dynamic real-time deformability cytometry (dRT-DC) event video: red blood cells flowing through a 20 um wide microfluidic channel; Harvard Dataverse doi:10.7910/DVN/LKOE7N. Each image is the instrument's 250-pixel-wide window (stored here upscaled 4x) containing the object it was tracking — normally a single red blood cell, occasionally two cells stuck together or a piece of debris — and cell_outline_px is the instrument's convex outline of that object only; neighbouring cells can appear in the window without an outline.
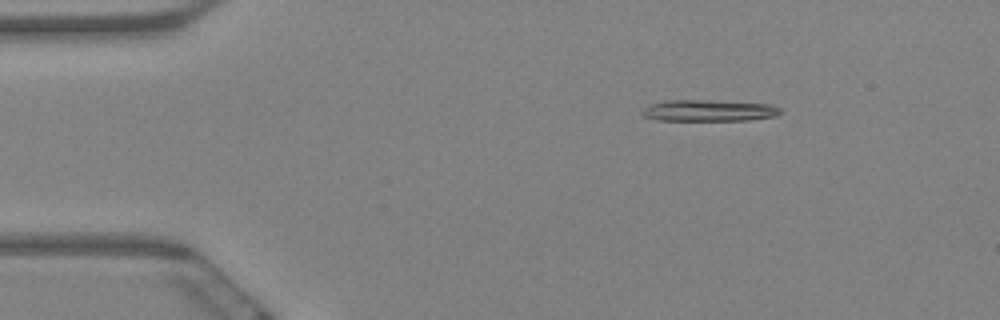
{"species": "Egyptian fruit bat (a non-hibernating species)", "species_latin": "Rousettus aegyptiacus", "temperature_condition": "warm", "stored_images_in_passage": 8, "camera_frame_rate_fps": 3000, "um_per_image_px": 0.085, "animal": {"sex": "female"}, "frame": {"image": 1, "passage_image": 1, "time_ms": 0.0, "image_size_px": [1000, 320], "cell_outline_px": [[784, 112], [776, 116], [748, 120], [656, 120], [644, 116], [640, 112], [648, 104], [664, 100], [708, 100], [772, 104], [780, 108]], "centroid_in_image_um": [60.25, 9.39], "position_along_channel_um": 24.8, "area_um2": 17.46}}
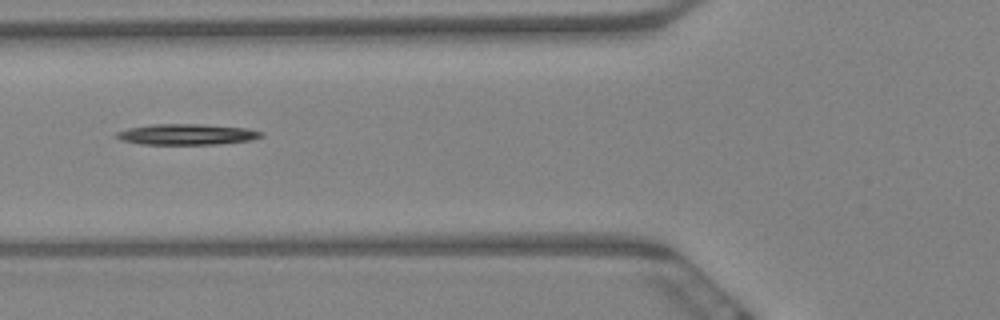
{"frame": {"image": 2, "passage_image": 4, "time_ms": 1.0, "image_size_px": [1000, 320], "cell_outline_px": [[264, 136], [252, 140], [216, 144], [140, 144], [120, 140], [116, 136], [116, 132], [128, 128], [152, 124], [204, 124], [248, 128], [264, 132]], "centroid_in_image_um": [15.91, 11.41], "position_along_channel_um": 109.9, "area_um2": 17.69}}
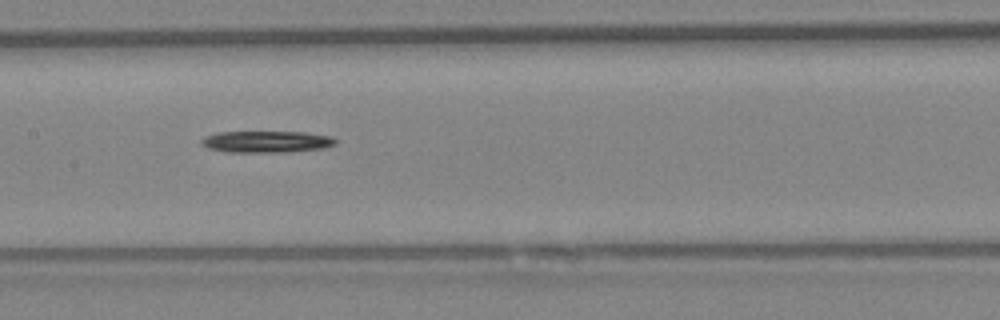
{"frame": {"image": 3, "passage_image": 6, "time_ms": 1.667, "image_size_px": [1000, 320], "cell_outline_px": [[336, 144], [324, 148], [284, 152], [224, 152], [208, 148], [200, 144], [200, 140], [204, 136], [216, 132], [304, 132], [332, 136], [336, 140]], "centroid_in_image_um": [22.61, 12.04], "position_along_channel_um": 184.8, "area_um2": 17.05}}